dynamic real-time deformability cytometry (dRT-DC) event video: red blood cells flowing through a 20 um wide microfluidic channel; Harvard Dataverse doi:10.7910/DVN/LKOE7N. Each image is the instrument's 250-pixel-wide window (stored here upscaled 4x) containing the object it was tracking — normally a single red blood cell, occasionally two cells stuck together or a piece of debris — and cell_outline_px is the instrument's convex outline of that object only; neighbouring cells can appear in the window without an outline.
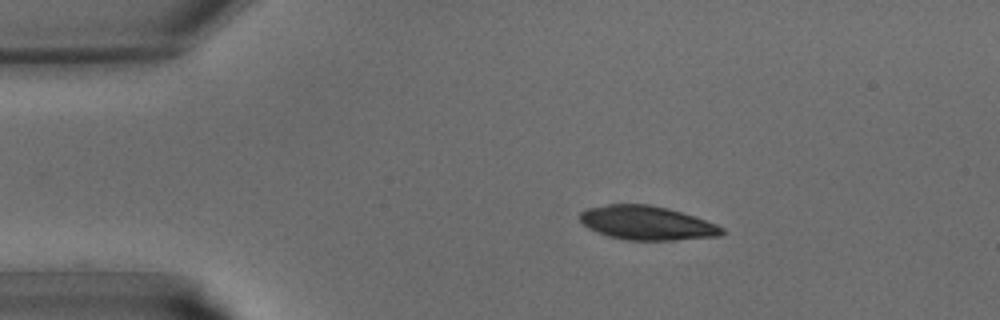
{"species": "common noctule bat (a hibernating species)", "species_latin": "Nyctalus noctula", "temperature_condition": "warm", "stored_images_in_passage": 26, "camera_frame_rate_fps": 3000, "um_per_image_px": 0.085, "animal": {"sex": "male", "body_mass_g": 15.6}, "frame": {"image": 1, "passage_image": 1, "time_ms": 0.0, "image_size_px": [1000, 320], "cell_outline_px": [[724, 232], [720, 236], [676, 240], [628, 240], [608, 236], [588, 228], [580, 220], [580, 212], [584, 208], [608, 204], [648, 204], [668, 208], [716, 224], [724, 228]], "centroid_in_image_um": [54.96, 18.95], "position_along_channel_um": 30.0, "area_um2": 28.03}}
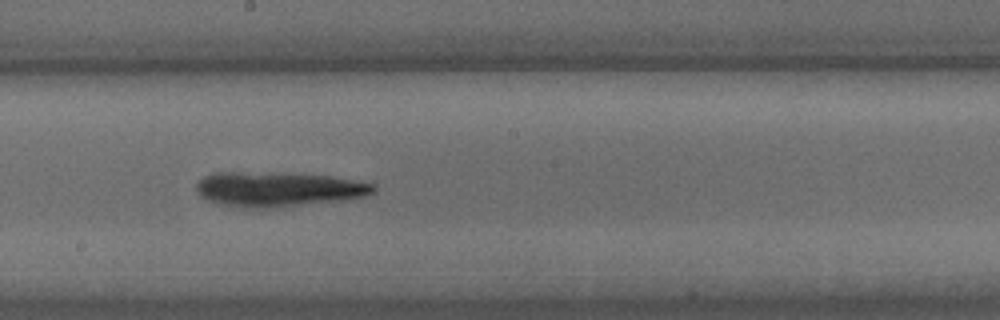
{"frame": {"image": 2, "passage_image": 16, "time_ms": 5.0, "image_size_px": [1000, 320], "cell_outline_px": [[376, 192], [364, 196], [344, 200], [276, 208], [244, 208], [224, 204], [208, 200], [200, 196], [196, 188], [196, 184], [204, 176], [216, 172], [280, 172], [332, 176], [376, 184]], "centroid_in_image_um": [23.68, 16.07], "position_along_channel_um": 224.5, "area_um2": 36.24}}
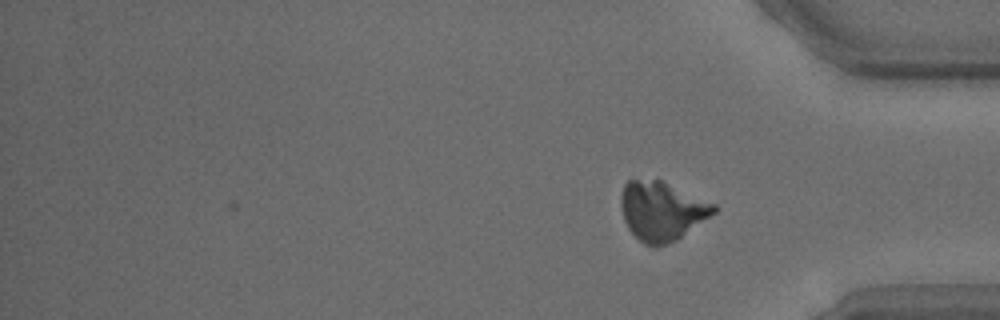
{"frame": {"image": 3, "passage_image": 26, "time_ms": 8.333, "image_size_px": [1000, 320], "cell_outline_px": [[716, 212], [676, 240], [656, 248], [644, 244], [628, 228], [624, 220], [620, 200], [624, 184], [628, 180], [660, 180], [716, 204]], "centroid_in_image_um": [56.24, 17.94], "position_along_channel_um": 379.0, "area_um2": 31.62}}